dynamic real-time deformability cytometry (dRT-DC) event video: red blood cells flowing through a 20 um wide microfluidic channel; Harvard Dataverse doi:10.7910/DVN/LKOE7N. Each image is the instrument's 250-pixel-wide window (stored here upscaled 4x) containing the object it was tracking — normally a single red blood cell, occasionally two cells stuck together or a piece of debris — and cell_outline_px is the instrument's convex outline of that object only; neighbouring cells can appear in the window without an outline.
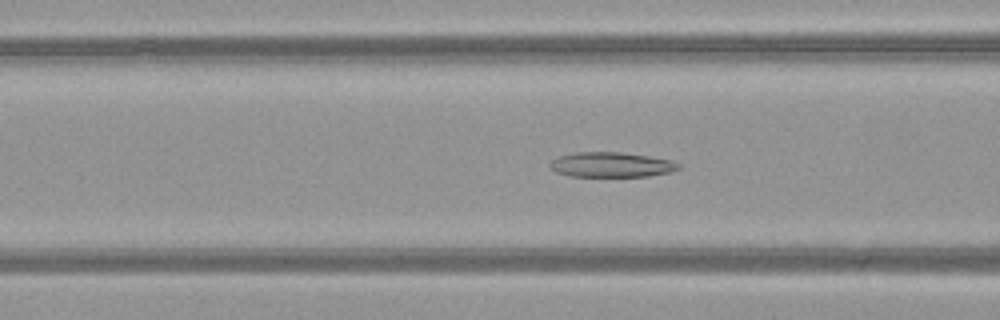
{"species": "common noctule bat (a hibernating species)", "species_latin": "Nyctalus noctula", "temperature_condition": "warm", "stored_images_in_passage": 51, "camera_frame_rate_fps": 3000, "um_per_image_px": 0.085, "animal": {"sex": "female", "body_mass_g": 21.9}, "frame": {"image": 1, "passage_image": 21, "time_ms": 6.667, "image_size_px": [1000, 320], "cell_outline_px": [[680, 168], [672, 172], [648, 176], [568, 176], [556, 172], [548, 168], [548, 164], [552, 160], [560, 156], [576, 152], [620, 152], [648, 156], [672, 160], [680, 164]], "centroid_in_image_um": [51.95, 14.0], "position_along_channel_um": 114.7, "area_um2": 18.79}}
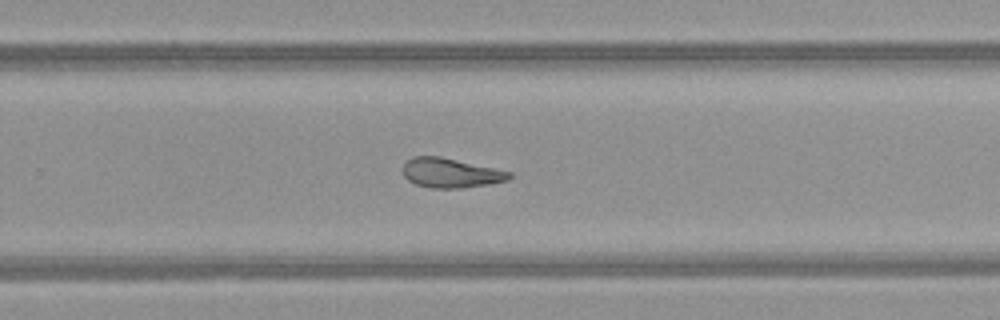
{"frame": {"image": 2, "passage_image": 34, "time_ms": 11.0, "image_size_px": [1000, 320], "cell_outline_px": [[512, 176], [508, 180], [488, 184], [460, 188], [432, 188], [416, 184], [408, 180], [404, 176], [400, 168], [412, 156], [440, 156], [512, 172]], "centroid_in_image_um": [38.27, 14.69], "position_along_channel_um": 291.5, "area_um2": 18.32}}
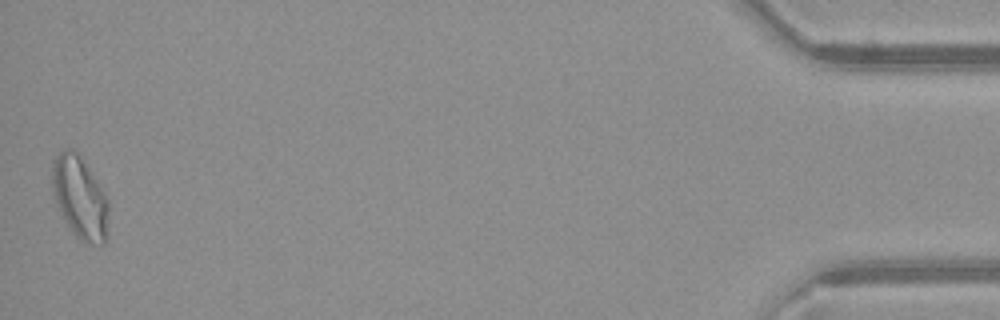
{"frame": {"image": 3, "passage_image": 51, "time_ms": 16.667, "image_size_px": [1000, 320], "cell_outline_px": [[108, 212], [104, 244], [92, 244], [80, 240], [72, 232], [52, 192], [52, 160], [64, 148], [72, 148], [84, 160], [104, 192], [108, 200]], "centroid_in_image_um": [6.78, 16.74], "position_along_channel_um": 428.4, "area_um2": 26.65}, "authors_computed_cell_mechanics": {"area_um2": 20.3456, "velocity_mm_per_s": 4.0849, "shape_relaxation_time_tau1_ms": null, "shape_relaxation_time_tau2_ms": 3.3346, "deformation_change_tau1": null, "deformation_change_tau2": 0.1186}}